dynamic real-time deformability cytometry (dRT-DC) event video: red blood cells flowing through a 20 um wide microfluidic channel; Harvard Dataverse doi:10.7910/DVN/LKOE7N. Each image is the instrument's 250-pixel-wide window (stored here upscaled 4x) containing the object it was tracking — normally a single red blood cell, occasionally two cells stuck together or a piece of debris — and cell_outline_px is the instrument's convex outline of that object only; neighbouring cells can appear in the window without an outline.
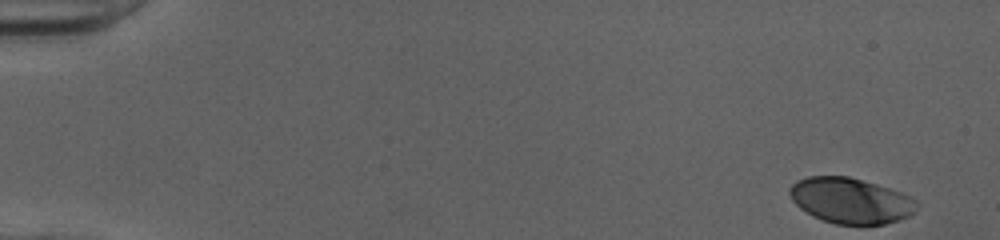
{"species": "human", "species_latin": "Homo sapiens", "temperature_condition": "cold", "stored_images_in_passage": 50, "camera_frame_rate_fps": 3000, "um_per_image_px": 0.085, "donor": {"sex": "female"}, "frame": {"image": 1, "passage_image": 1, "time_ms": 0.0, "image_size_px": [1000, 240], "cell_outline_px": [[916, 208], [908, 216], [884, 224], [836, 224], [812, 216], [800, 208], [792, 200], [788, 192], [788, 188], [796, 180], [808, 176], [848, 176], [876, 184], [900, 192], [916, 200]], "centroid_in_image_um": [72.24, 17.04], "position_along_channel_um": 12.8, "area_um2": 33.47}}
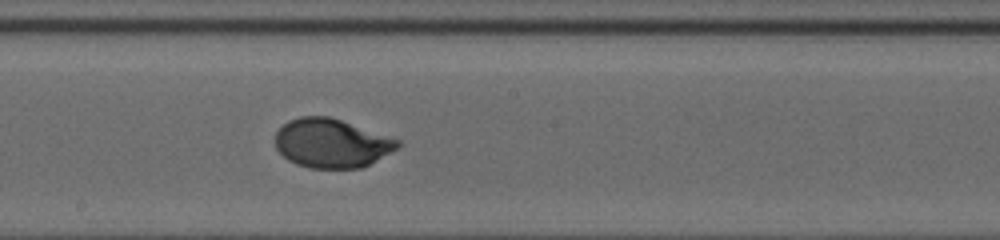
{"frame": {"image": 2, "passage_image": 28, "time_ms": 9.0, "image_size_px": [1000, 240], "cell_outline_px": [[400, 148], [360, 168], [308, 168], [296, 164], [288, 160], [276, 148], [276, 132], [288, 120], [300, 116], [328, 116], [400, 140]], "centroid_in_image_um": [28.17, 12.18], "position_along_channel_um": 220.0, "area_um2": 34.68}}
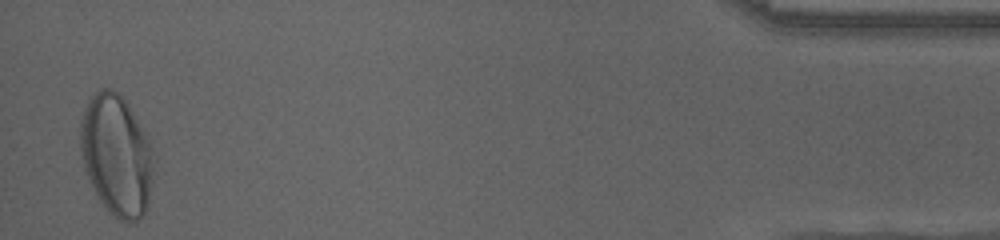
{"frame": {"image": 3, "passage_image": 49, "time_ms": 16.0, "image_size_px": [1000, 240], "cell_outline_px": [[152, 180], [148, 204], [144, 212], [132, 224], [120, 220], [112, 216], [108, 212], [100, 200], [88, 180], [84, 168], [80, 152], [80, 120], [84, 108], [88, 100], [100, 88], [112, 88], [128, 104], [144, 132], [148, 144], [152, 168]], "centroid_in_image_um": [9.84, 13.21], "position_along_channel_um": 425.4, "area_um2": 51.21}, "authors_computed_cell_mechanics": {"area_um2": 34.8534, "velocity_mm_per_s": 4.0214, "shape_relaxation_time_tau1_ms": 3.3345, "shape_relaxation_time_tau2_ms": null, "deformation_change_tau1": 0.1832, "deformation_change_tau2": null}}